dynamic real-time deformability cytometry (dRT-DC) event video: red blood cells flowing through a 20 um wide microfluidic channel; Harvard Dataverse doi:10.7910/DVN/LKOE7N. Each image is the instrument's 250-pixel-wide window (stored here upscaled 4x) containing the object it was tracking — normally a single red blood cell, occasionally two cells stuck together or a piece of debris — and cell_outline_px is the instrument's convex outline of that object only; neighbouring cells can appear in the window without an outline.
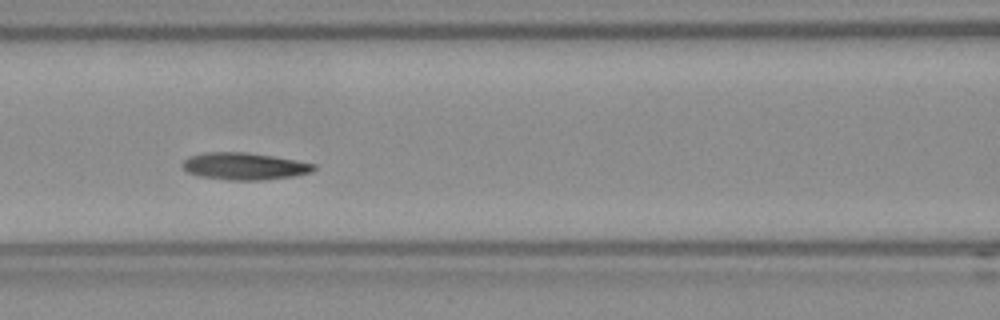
{"species": "Egyptian fruit bat (a non-hibernating species)", "species_latin": "Rousettus aegyptiacus", "temperature_condition": "room temperature", "stored_images_in_passage": 31, "camera_frame_rate_fps": 3000, "um_per_image_px": 0.085, "frame": {"image": 1, "passage_image": 10, "time_ms": 3.0, "image_size_px": [1000, 320], "cell_outline_px": [[316, 168], [312, 172], [296, 176], [264, 180], [228, 180], [200, 176], [188, 172], [180, 164], [184, 160], [192, 156], [204, 152], [248, 152], [296, 160], [316, 164]], "centroid_in_image_um": [20.81, 14.13], "position_along_channel_um": 145.8, "area_um2": 20.81}, "authors_computed_cell_mechanics": {"area_um2": 20.808, "velocity_mm_per_s": 3.7131, "shape_relaxation_time_tau1_ms": 3.5073, "shape_relaxation_time_tau2_ms": 10.9567, "deformation_change_tau1": 0.1118, "deformation_change_tau2": 0.1579}}